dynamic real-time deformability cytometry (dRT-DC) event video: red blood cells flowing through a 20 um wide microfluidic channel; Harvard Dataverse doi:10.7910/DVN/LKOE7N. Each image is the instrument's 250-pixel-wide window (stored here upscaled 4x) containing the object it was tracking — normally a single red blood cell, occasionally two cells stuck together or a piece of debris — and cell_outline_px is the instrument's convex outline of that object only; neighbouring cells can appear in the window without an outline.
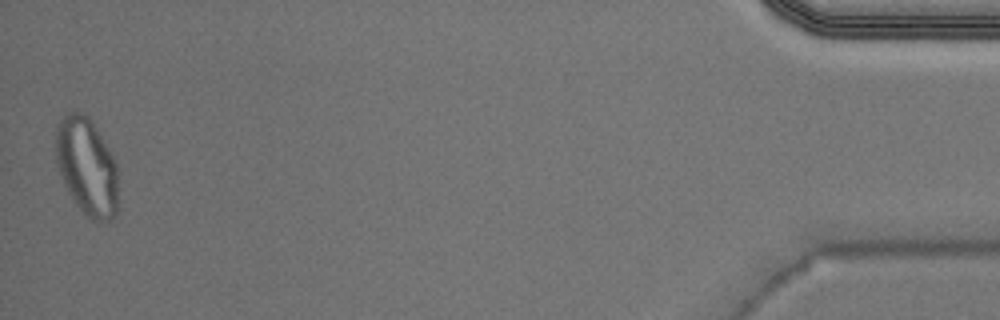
{"species": "Egyptian fruit bat (a non-hibernating species)", "species_latin": "Rousettus aegyptiacus", "temperature_condition": "warm", "stored_images_in_passage": 37, "camera_frame_rate_fps": 3000, "um_per_image_px": 0.085, "animal": {"sex": "male"}, "frame": {"image": 1, "passage_image": 37, "time_ms": 12.0, "image_size_px": [1000, 320], "cell_outline_px": [[120, 208], [112, 220], [92, 220], [84, 216], [68, 192], [64, 184], [56, 164], [56, 128], [60, 120], [68, 112], [84, 112], [92, 120], [116, 160]], "centroid_in_image_um": [7.42, 14.19], "position_along_channel_um": 427.8, "area_um2": 36.3}, "authors_computed_cell_mechanics": {"area_um2": 21.8484, "velocity_mm_per_s": 3.9947, "shape_relaxation_time_tau1_ms": null, "shape_relaxation_time_tau2_ms": 1.7951, "deformation_change_tau1": null, "deformation_change_tau2": 0.082}}